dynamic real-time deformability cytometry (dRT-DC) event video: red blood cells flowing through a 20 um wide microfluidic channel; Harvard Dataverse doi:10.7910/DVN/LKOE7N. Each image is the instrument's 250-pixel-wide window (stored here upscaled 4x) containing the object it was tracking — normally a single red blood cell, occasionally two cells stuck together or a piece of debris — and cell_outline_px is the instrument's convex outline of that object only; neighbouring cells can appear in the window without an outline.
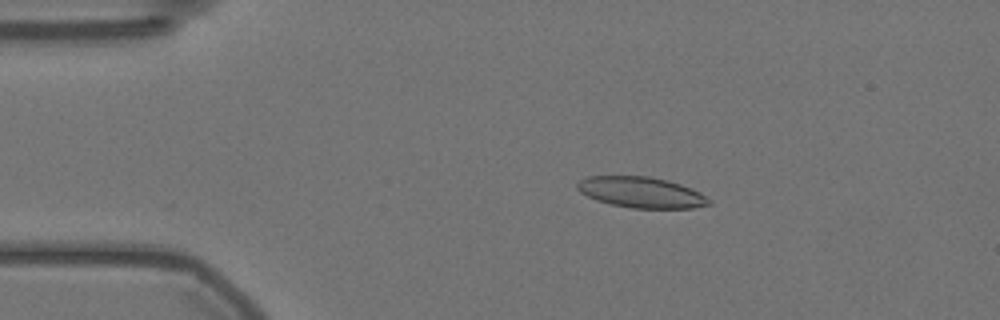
{"species": "Egyptian fruit bat (a non-hibernating species)", "species_latin": "Rousettus aegyptiacus", "temperature_condition": "warm", "stored_images_in_passage": 49, "camera_frame_rate_fps": 3000, "um_per_image_px": 0.085, "animal": {"sex": "female"}, "frame": {"image": 1, "passage_image": 3, "time_ms": 0.667, "image_size_px": [1000, 320], "cell_outline_px": [[712, 204], [692, 208], [632, 208], [612, 204], [596, 200], [580, 192], [576, 188], [576, 184], [580, 180], [588, 176], [648, 176], [668, 180], [692, 188], [700, 192], [712, 200]], "centroid_in_image_um": [54.53, 16.35], "position_along_channel_um": 30.5, "area_um2": 23.76}}
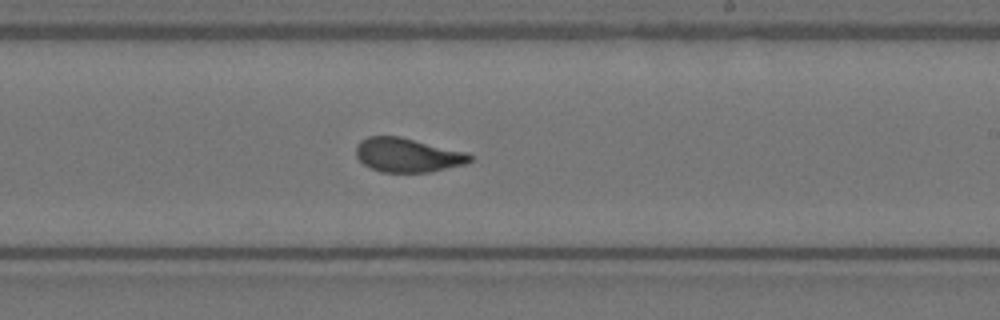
{"frame": {"image": 2, "passage_image": 26, "time_ms": 8.333, "image_size_px": [1000, 320], "cell_outline_px": [[472, 160], [464, 164], [428, 172], [380, 172], [364, 164], [356, 156], [356, 144], [360, 140], [368, 136], [400, 136], [468, 152], [472, 156]], "centroid_in_image_um": [34.63, 13.17], "position_along_channel_um": 254.4, "area_um2": 22.66}}
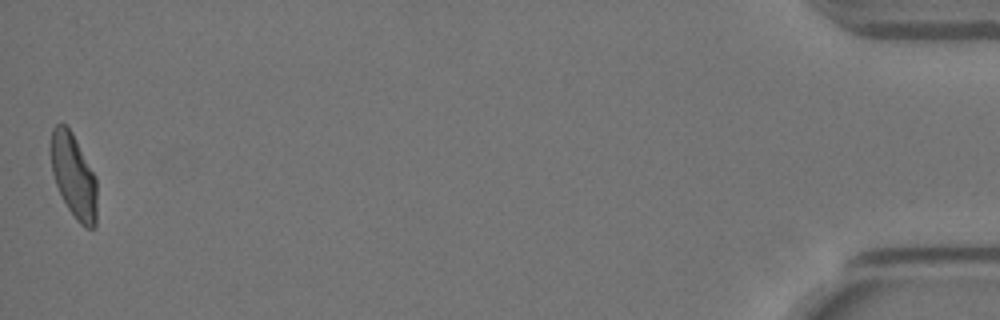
{"frame": {"image": 3, "passage_image": 49, "time_ms": 16.0, "image_size_px": [1000, 320], "cell_outline_px": [[96, 228], [84, 228], [76, 220], [68, 208], [56, 184], [52, 172], [48, 152], [48, 144], [52, 128], [56, 124], [64, 124], [72, 132], [96, 176]], "centroid_in_image_um": [6.23, 14.92], "position_along_channel_um": 429.0, "area_um2": 23.06}, "authors_computed_cell_mechanics": {"area_um2": 23.0044, "velocity_mm_per_s": 3.5464, "shape_relaxation_time_tau1_ms": null, "shape_relaxation_time_tau2_ms": 0.9939, "deformation_change_tau1": null, "deformation_change_tau2": 0.0779}}